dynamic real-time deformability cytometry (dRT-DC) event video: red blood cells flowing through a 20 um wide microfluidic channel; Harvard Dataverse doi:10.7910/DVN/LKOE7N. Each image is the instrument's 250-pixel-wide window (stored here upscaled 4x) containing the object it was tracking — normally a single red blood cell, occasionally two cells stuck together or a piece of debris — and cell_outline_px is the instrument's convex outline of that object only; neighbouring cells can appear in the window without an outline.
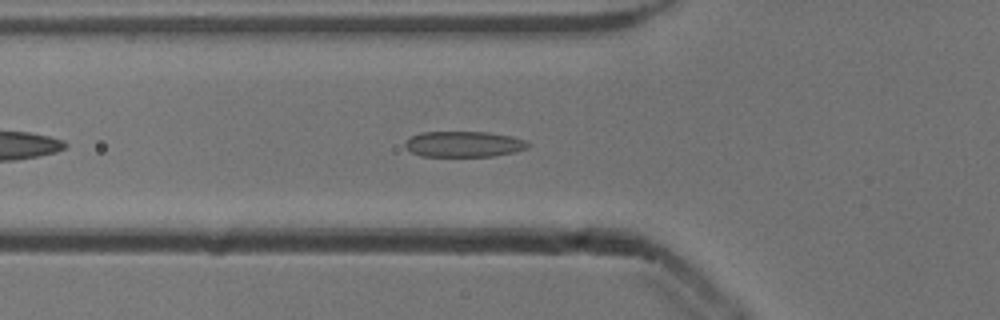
{"species": "common noctule bat (a hibernating species)", "species_latin": "Nyctalus noctula", "temperature_condition": "cold", "stored_images_in_passage": 41, "camera_frame_rate_fps": 3000, "um_per_image_px": 0.085, "animal": {"sex": "male", "body_mass_g": 13.3}, "frame": {"image": 1, "passage_image": 7, "time_ms": 2.0, "image_size_px": [1000, 320], "cell_outline_px": [[528, 148], [516, 152], [492, 156], [420, 156], [404, 148], [404, 140], [420, 132], [488, 132], [512, 136], [524, 140], [528, 144]], "centroid_in_image_um": [39.38, 12.25], "position_along_channel_um": 86.4, "area_um2": 18.55}}
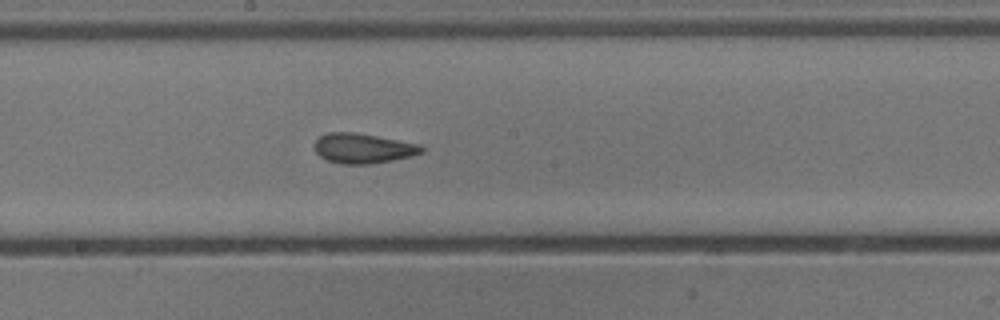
{"frame": {"image": 2, "passage_image": 17, "time_ms": 5.333, "image_size_px": [1000, 320], "cell_outline_px": [[424, 152], [412, 156], [372, 164], [340, 164], [328, 160], [320, 156], [316, 152], [316, 140], [320, 136], [328, 132], [352, 132], [376, 136], [420, 144], [424, 148]], "centroid_in_image_um": [30.88, 12.61], "position_along_channel_um": 217.3, "area_um2": 18.55}}
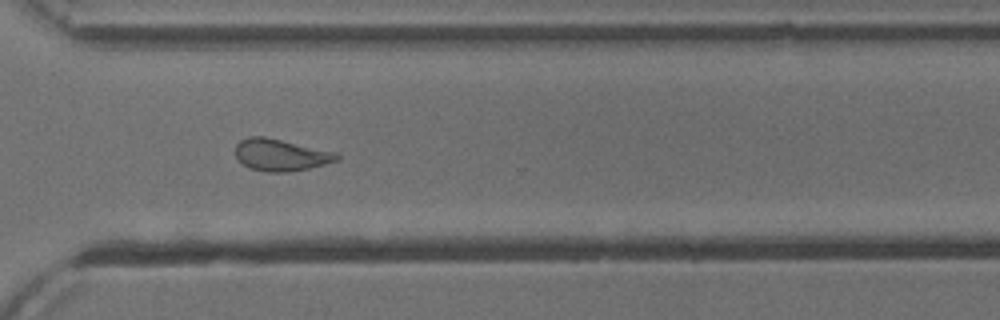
{"frame": {"image": 3, "passage_image": 27, "time_ms": 8.667, "image_size_px": [1000, 320], "cell_outline_px": [[340, 160], [308, 168], [288, 172], [268, 172], [248, 168], [236, 156], [236, 144], [240, 140], [248, 136], [264, 136], [336, 152], [340, 156]], "centroid_in_image_um": [23.86, 13.16], "position_along_channel_um": 346.7, "area_um2": 18.79}, "authors_computed_cell_mechanics": {"area_um2": 18.785, "velocity_mm_per_s": 3.8975, "shape_relaxation_time_tau1_ms": 4.7351, "shape_relaxation_time_tau2_ms": 1.6411, "deformation_change_tau1": 0.1389, "deformation_change_tau2": 0.1016}}